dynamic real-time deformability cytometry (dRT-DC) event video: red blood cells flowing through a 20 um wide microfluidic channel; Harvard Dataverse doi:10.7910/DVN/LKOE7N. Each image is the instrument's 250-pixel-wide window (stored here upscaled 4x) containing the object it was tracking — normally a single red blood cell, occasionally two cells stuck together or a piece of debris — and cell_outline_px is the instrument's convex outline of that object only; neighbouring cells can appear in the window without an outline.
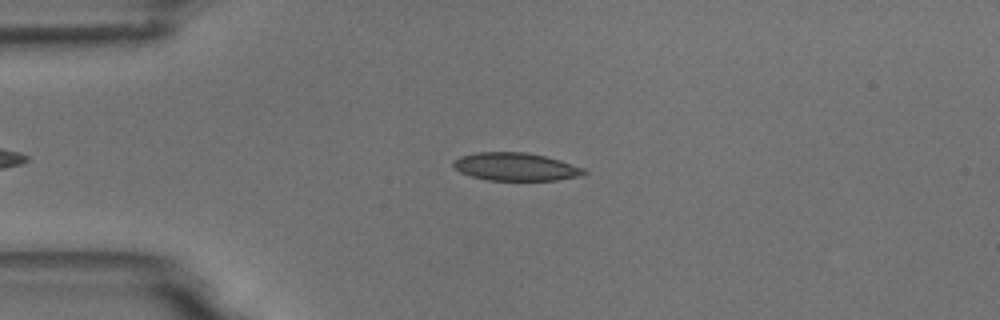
{"species": "common noctule bat (a hibernating species)", "species_latin": "Nyctalus noctula", "temperature_condition": "room temperature", "stored_images_in_passage": 4, "camera_frame_rate_fps": 3000, "um_per_image_px": 0.085, "animal": {"sex": "male", "body_mass_g": 18.8}, "frame": {"image": 1, "passage_image": 1, "time_ms": 0.0, "image_size_px": [1000, 320], "cell_outline_px": [[588, 172], [576, 176], [556, 180], [488, 180], [472, 176], [460, 172], [452, 168], [452, 160], [460, 156], [480, 152], [524, 152], [544, 156], [560, 160], [584, 168]], "centroid_in_image_um": [43.77, 14.17], "position_along_channel_um": 41.2, "area_um2": 21.15}}